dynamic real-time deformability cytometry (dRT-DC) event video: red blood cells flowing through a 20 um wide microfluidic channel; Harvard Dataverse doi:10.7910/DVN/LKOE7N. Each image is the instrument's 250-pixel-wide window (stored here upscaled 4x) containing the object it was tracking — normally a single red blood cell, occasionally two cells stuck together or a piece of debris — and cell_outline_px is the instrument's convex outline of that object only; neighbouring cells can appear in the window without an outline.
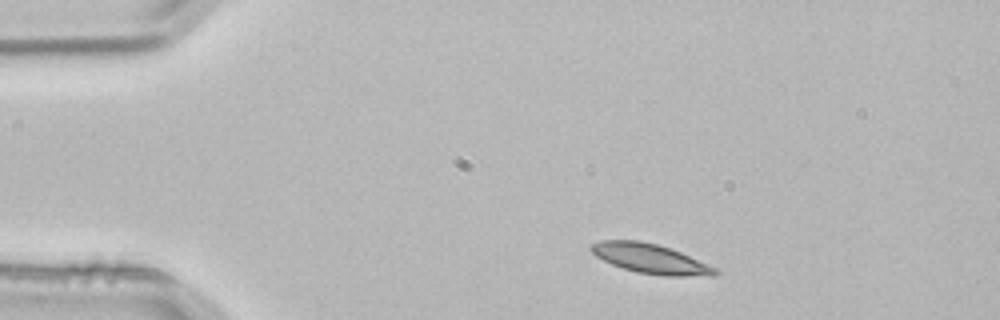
{"species": "common noctule bat (a hibernating species)", "species_latin": "Nyctalus noctula", "temperature_condition": "room temperature", "stored_images_in_passage": 3, "segment_of_instrument_passage": [1, 2], "camera_frame_rate_fps": 3000, "um_per_image_px": 0.085, "animal": {"sex": "male", "body_mass_g": 21.5, "forearm_length_mm": 52.0}, "frame": {"image": 1, "passage_image": 1, "time_ms": 0.0, "image_size_px": [1000, 320], "cell_outline_px": [[720, 272], [716, 276], [664, 276], [636, 272], [612, 264], [596, 256], [588, 248], [592, 244], [600, 240], [640, 240], [656, 244], [680, 252], [716, 268]], "centroid_in_image_um": [55.29, 21.99], "position_along_channel_um": 29.7, "area_um2": 21.27}}